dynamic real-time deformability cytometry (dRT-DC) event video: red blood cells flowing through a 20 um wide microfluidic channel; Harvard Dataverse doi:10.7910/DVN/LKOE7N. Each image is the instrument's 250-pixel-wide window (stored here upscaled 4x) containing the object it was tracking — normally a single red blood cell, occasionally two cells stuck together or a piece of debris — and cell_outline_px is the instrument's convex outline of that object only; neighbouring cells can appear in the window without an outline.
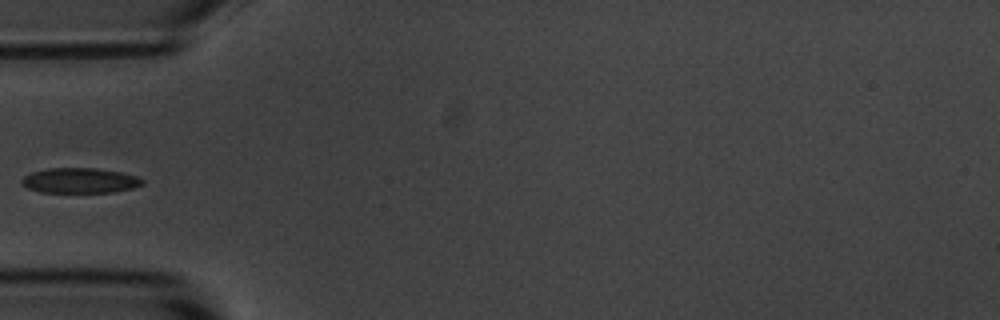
{"species": "common noctule bat (a hibernating species)", "species_latin": "Nyctalus noctula", "temperature_condition": "room temperature", "stored_images_in_passage": 9, "camera_frame_rate_fps": 3000, "um_per_image_px": 0.085, "animal": {"sex": "male", "body_mass_g": 20.1, "forearm_length_mm": 53.5}, "frame": {"image": 1, "passage_image": 4, "time_ms": 3.667, "image_size_px": [1000, 320], "cell_outline_px": [[144, 184], [132, 188], [112, 192], [40, 192], [28, 188], [20, 180], [24, 176], [32, 172], [48, 168], [96, 168], [120, 172], [136, 176], [144, 180]], "centroid_in_image_um": [6.79, 15.34], "position_along_channel_um": 78.2, "area_um2": 17.57}}
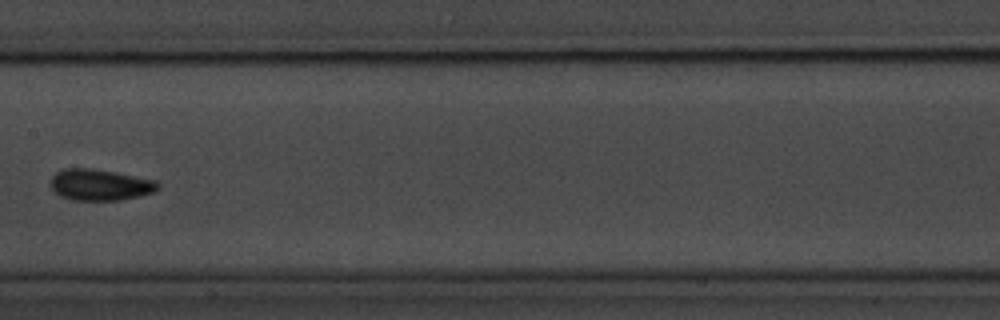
{"frame": {"image": 2, "passage_image": 7, "time_ms": 7.0, "image_size_px": [1000, 320], "cell_outline_px": [[160, 188], [152, 192], [124, 200], [72, 200], [60, 196], [48, 184], [52, 176], [56, 172], [64, 168], [92, 168], [152, 180], [160, 184]], "centroid_in_image_um": [8.44, 15.71], "position_along_channel_um": 199.0, "area_um2": 19.42}}
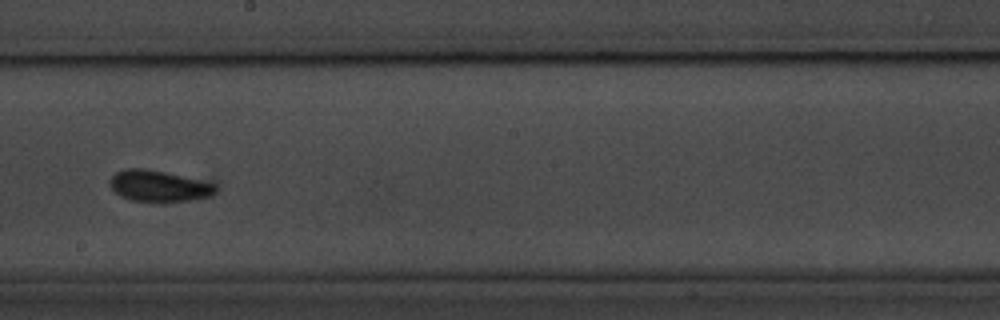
{"frame": {"image": 3, "passage_image": 8, "time_ms": 8.0, "image_size_px": [1000, 320], "cell_outline_px": [[216, 192], [208, 196], [192, 200], [168, 204], [160, 204], [132, 200], [120, 196], [108, 184], [112, 176], [116, 172], [124, 168], [144, 168], [164, 172], [216, 184]], "centroid_in_image_um": [13.47, 15.85], "position_along_channel_um": 234.7, "area_um2": 19.65}}